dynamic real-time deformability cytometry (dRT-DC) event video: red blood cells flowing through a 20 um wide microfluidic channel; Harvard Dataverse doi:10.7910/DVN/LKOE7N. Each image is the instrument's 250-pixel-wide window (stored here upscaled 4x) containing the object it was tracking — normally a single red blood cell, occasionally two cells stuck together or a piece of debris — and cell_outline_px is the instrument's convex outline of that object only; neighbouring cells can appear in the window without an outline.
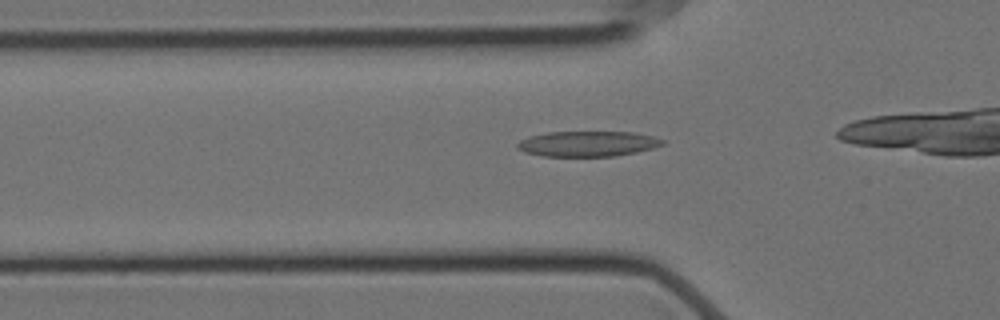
{"species": "Egyptian fruit bat (a non-hibernating species)", "species_latin": "Rousettus aegyptiacus", "temperature_condition": "cold", "stored_images_in_passage": 39, "camera_frame_rate_fps": 3000, "um_per_image_px": 0.085, "animal": {"sex": "female"}, "frame": {"image": 1, "passage_image": 13, "time_ms": 4.0, "image_size_px": [1000, 320], "cell_outline_px": [[664, 144], [652, 148], [636, 152], [612, 156], [544, 156], [524, 152], [516, 148], [516, 144], [520, 140], [528, 136], [548, 132], [636, 132], [652, 136], [664, 140]], "centroid_in_image_um": [49.92, 12.21], "position_along_channel_um": 75.9, "area_um2": 21.44}}
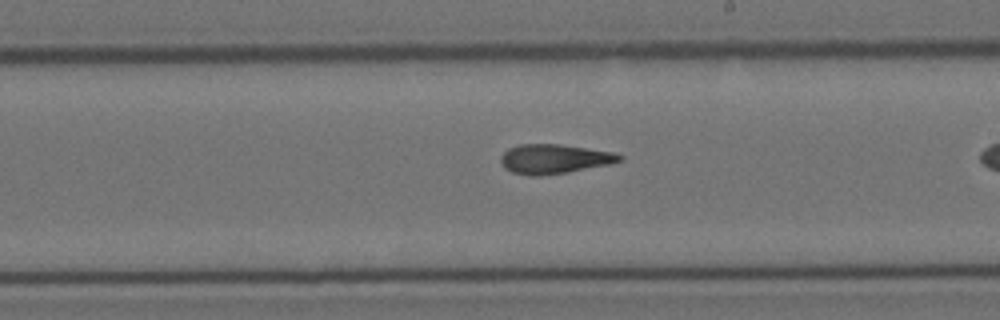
{"frame": {"image": 2, "passage_image": 27, "time_ms": 8.667, "image_size_px": [1000, 320], "cell_outline_px": [[624, 160], [608, 164], [568, 172], [540, 176], [532, 176], [512, 172], [504, 168], [500, 160], [500, 156], [508, 148], [520, 144], [560, 144], [612, 152], [624, 156]], "centroid_in_image_um": [47.08, 13.51], "position_along_channel_um": 241.9, "area_um2": 20.35}}
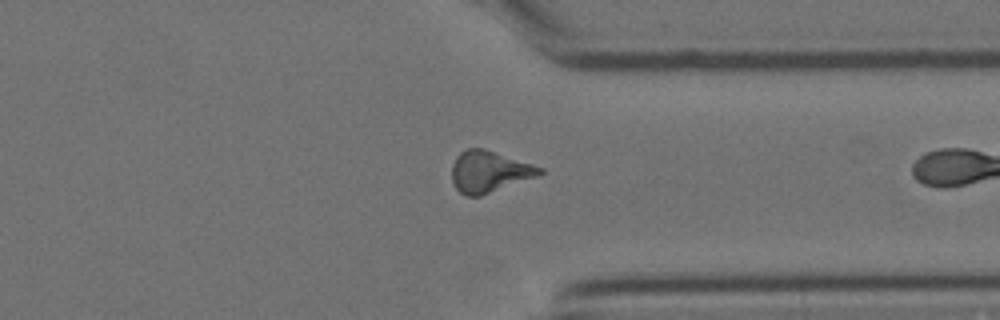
{"frame": {"image": 3, "passage_image": 38, "time_ms": 12.333, "image_size_px": [1000, 320], "cell_outline_px": [[544, 172], [536, 176], [480, 196], [464, 196], [456, 188], [452, 180], [452, 164], [456, 156], [464, 148], [480, 148], [532, 164], [544, 168]], "centroid_in_image_um": [41.53, 14.59], "position_along_channel_um": 369.9, "area_um2": 20.87}}